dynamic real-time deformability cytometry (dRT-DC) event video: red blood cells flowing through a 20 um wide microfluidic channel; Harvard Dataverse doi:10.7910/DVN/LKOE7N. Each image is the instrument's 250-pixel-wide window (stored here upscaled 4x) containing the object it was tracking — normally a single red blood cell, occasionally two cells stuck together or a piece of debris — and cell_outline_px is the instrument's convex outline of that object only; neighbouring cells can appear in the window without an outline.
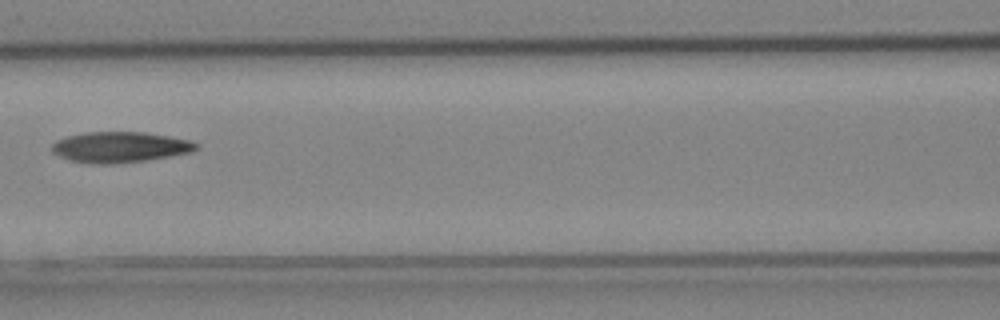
{"species": "Egyptian fruit bat (a non-hibernating species)", "species_latin": "Rousettus aegyptiacus", "temperature_condition": "cold", "stored_images_in_passage": 7, "camera_frame_rate_fps": 3000, "um_per_image_px": 0.085, "animal": {"sex": "female"}, "frame": {"image": 1, "passage_image": 6, "time_ms": 1.667, "image_size_px": [1000, 320], "cell_outline_px": [[200, 148], [192, 152], [144, 160], [112, 164], [88, 164], [68, 160], [52, 152], [52, 144], [56, 140], [68, 136], [84, 132], [144, 132], [192, 140], [200, 144]], "centroid_in_image_um": [10.21, 12.5], "position_along_channel_um": 156.4, "area_um2": 25.95}}